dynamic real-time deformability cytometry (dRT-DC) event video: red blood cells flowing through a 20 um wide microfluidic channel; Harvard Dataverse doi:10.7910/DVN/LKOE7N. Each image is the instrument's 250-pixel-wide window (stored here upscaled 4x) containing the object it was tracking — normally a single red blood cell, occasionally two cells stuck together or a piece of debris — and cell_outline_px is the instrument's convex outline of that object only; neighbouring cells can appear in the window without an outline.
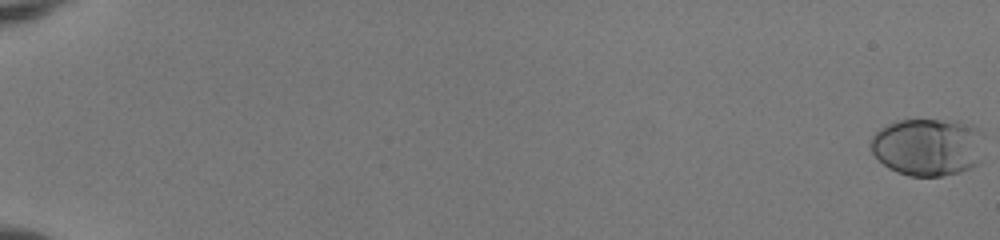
{"species": "human", "species_latin": "Homo sapiens", "temperature_condition": "room temperature", "stored_images_in_passage": 55, "camera_frame_rate_fps": 3000, "um_per_image_px": 0.085, "donor": {"sex": "female"}, "frame": {"image": 1, "passage_image": 1, "time_ms": 0.0, "image_size_px": [1000, 240], "cell_outline_px": [[984, 136], [980, 160], [976, 164], [960, 172], [940, 176], [908, 176], [896, 172], [888, 168], [872, 152], [868, 144], [872, 136], [880, 128], [896, 120], [960, 120], [972, 124], [980, 128], [984, 132]], "centroid_in_image_um": [78.89, 12.47], "position_along_channel_um": 6.1, "area_um2": 38.78}}
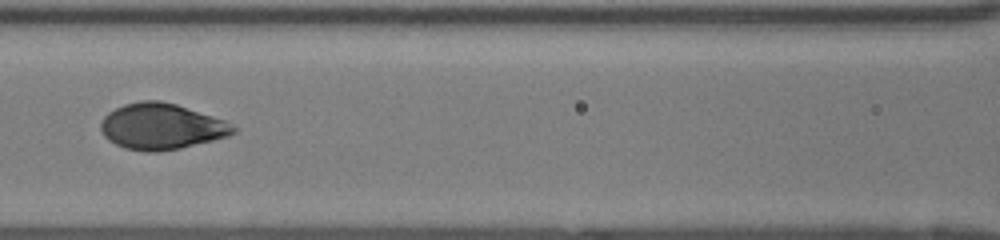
{"frame": {"image": 2, "passage_image": 29, "time_ms": 9.333, "image_size_px": [1000, 240], "cell_outline_px": [[236, 132], [228, 136], [180, 148], [156, 152], [144, 152], [124, 148], [108, 140], [104, 136], [100, 128], [100, 124], [104, 116], [108, 112], [124, 104], [144, 100], [160, 100], [176, 104], [224, 120], [232, 124], [236, 128]], "centroid_in_image_um": [13.69, 10.75], "position_along_channel_um": 152.9, "area_um2": 35.43}}
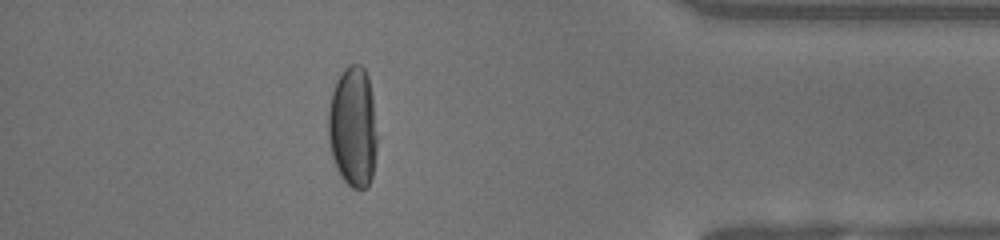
{"frame": {"image": 3, "passage_image": 50, "time_ms": 16.333, "image_size_px": [1000, 240], "cell_outline_px": [[376, 152], [372, 176], [368, 184], [364, 188], [352, 188], [340, 176], [336, 168], [332, 156], [328, 140], [328, 108], [332, 92], [336, 80], [344, 68], [352, 64], [360, 64], [364, 68], [368, 76], [372, 96], [376, 136]], "centroid_in_image_um": [29.98, 10.78], "position_along_channel_um": 405.2, "area_um2": 34.33}, "authors_computed_cell_mechanics": {"area_um2": 35.6048, "velocity_mm_per_s": 3.9818, "shape_relaxation_time_tau1_ms": 3.5141, "shape_relaxation_time_tau2_ms": null, "deformation_change_tau1": 0.1911, "deformation_change_tau2": null}}